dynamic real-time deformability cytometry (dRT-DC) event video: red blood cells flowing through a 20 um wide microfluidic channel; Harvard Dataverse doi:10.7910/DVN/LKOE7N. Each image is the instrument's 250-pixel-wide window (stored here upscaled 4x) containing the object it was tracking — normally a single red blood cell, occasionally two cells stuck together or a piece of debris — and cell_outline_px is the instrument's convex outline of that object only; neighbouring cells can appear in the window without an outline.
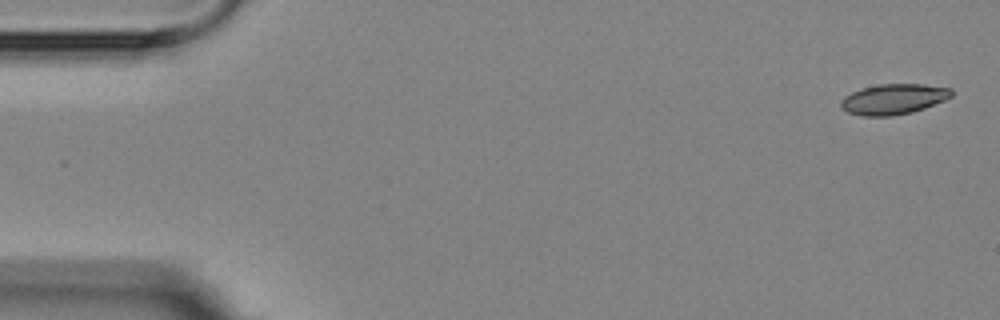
{"species": "Egyptian fruit bat (a non-hibernating species)", "species_latin": "Rousettus aegyptiacus", "temperature_condition": "room temperature", "stored_images_in_passage": 6, "camera_frame_rate_fps": 3000, "um_per_image_px": 0.085, "animal": {"sex": "female"}, "frame": {"image": 1, "passage_image": 1, "time_ms": 0.0, "image_size_px": [1000, 320], "cell_outline_px": [[952, 96], [944, 100], [924, 108], [912, 112], [892, 116], [864, 116], [848, 112], [840, 108], [840, 100], [844, 96], [860, 88], [880, 84], [924, 84], [952, 88]], "centroid_in_image_um": [75.92, 8.42], "position_along_channel_um": 9.1, "area_um2": 19.71}}
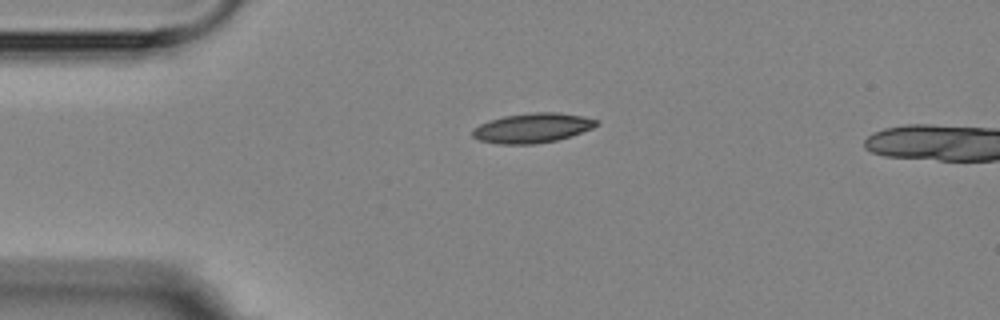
{"frame": {"image": 2, "passage_image": 4, "time_ms": 3.667, "image_size_px": [1000, 320], "cell_outline_px": [[600, 124], [592, 128], [572, 136], [556, 140], [536, 144], [500, 144], [480, 140], [472, 136], [472, 128], [488, 120], [504, 116], [532, 112], [560, 112], [584, 116], [600, 120]], "centroid_in_image_um": [45.29, 10.87], "position_along_channel_um": 39.7, "area_um2": 21.68}}